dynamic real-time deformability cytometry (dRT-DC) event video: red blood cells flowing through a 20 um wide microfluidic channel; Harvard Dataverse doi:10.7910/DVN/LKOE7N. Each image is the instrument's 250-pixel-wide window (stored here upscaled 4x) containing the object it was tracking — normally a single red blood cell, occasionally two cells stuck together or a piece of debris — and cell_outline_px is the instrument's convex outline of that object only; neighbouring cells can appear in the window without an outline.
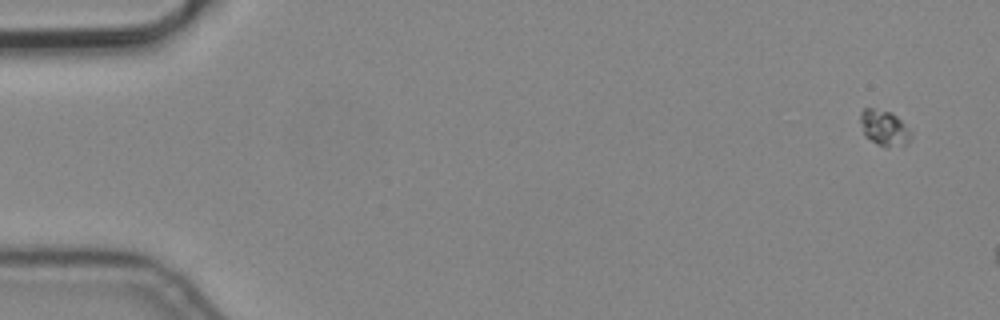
{"species": "common noctule bat (a hibernating species)", "species_latin": "Nyctalus noctula", "temperature_condition": "cold", "stored_images_in_passage": 5, "camera_frame_rate_fps": 3000, "um_per_image_px": 0.085, "animal": {"sex": "male", "body_mass_g": 19.2, "forearm_length_mm": 51.8}, "frame": {"image": 1, "passage_image": 5, "time_ms": 1.333, "image_size_px": [1000, 320], "cell_outline_px": [[912, 140], [904, 144], [888, 148], [884, 148], [876, 144], [864, 136], [860, 120], [860, 112], [864, 108], [872, 108], [892, 112], [912, 132]], "centroid_in_image_um": [75.15, 10.89], "position_along_channel_um": 9.8, "area_um2": 10.69}}